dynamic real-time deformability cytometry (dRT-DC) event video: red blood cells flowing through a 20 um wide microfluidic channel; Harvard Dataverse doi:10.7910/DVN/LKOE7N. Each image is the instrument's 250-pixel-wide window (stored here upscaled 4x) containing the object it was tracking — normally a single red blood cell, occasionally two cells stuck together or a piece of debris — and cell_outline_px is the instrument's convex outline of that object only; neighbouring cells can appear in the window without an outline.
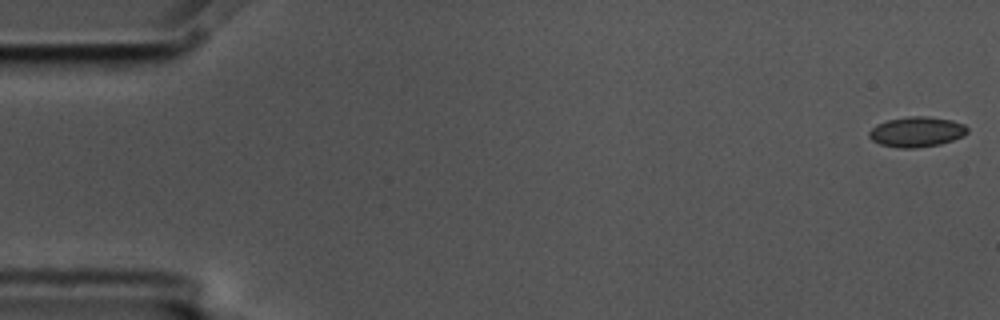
{"species": "common noctule bat (a hibernating species)", "species_latin": "Nyctalus noctula", "temperature_condition": "cold", "stored_images_in_passage": 5, "camera_frame_rate_fps": 3000, "um_per_image_px": 0.085, "animal": {"sex": "male", "body_mass_g": 17.5, "forearm_length_mm": 52.3}, "frame": {"image": 1, "passage_image": 1, "time_ms": 0.0, "image_size_px": [1000, 320], "cell_outline_px": [[968, 132], [964, 136], [940, 144], [916, 148], [896, 148], [880, 144], [872, 140], [868, 136], [868, 132], [876, 124], [888, 120], [908, 116], [928, 116], [952, 120], [964, 124], [968, 128]], "centroid_in_image_um": [77.91, 11.2], "position_along_channel_um": 7.1, "area_um2": 17.46}}
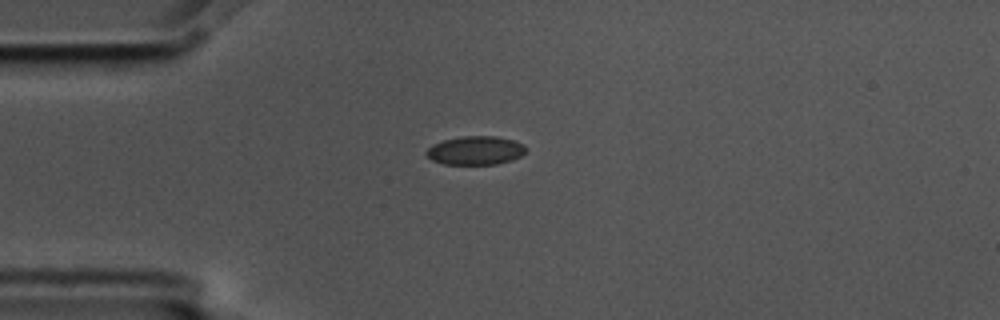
{"frame": {"image": 2, "passage_image": 5, "time_ms": 1.333, "image_size_px": [1000, 320], "cell_outline_px": [[528, 148], [520, 156], [512, 160], [496, 164], [444, 164], [432, 160], [424, 152], [432, 144], [444, 140], [464, 136], [496, 136], [512, 140], [524, 144]], "centroid_in_image_um": [40.42, 12.79], "position_along_channel_um": 44.6, "area_um2": 16.59}}